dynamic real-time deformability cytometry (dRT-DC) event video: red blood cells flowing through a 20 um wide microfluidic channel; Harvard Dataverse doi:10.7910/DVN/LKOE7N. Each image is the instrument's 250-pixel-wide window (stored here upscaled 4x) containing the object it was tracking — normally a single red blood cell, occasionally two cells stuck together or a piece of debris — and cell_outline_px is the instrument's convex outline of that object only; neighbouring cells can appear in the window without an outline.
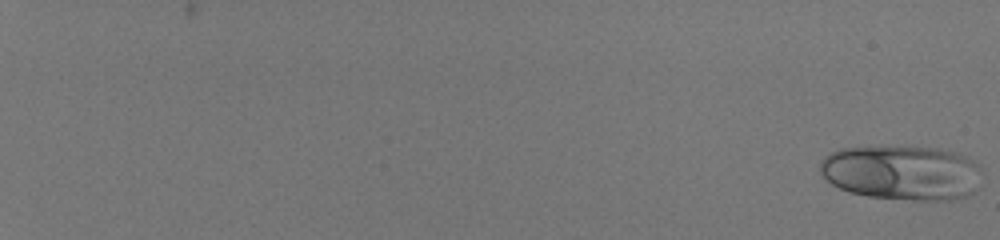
{"species": "human", "species_latin": "Homo sapiens", "temperature_condition": "room temperature", "stored_images_in_passage": 57, "camera_frame_rate_fps": 3000, "um_per_image_px": 0.085, "donor": {"sex": "male"}, "frame": {"image": 1, "passage_image": 1, "time_ms": 0.0, "image_size_px": [1000, 240], "cell_outline_px": [[984, 172], [972, 192], [968, 196], [952, 200], [912, 200], [868, 196], [848, 192], [832, 184], [820, 172], [820, 160], [824, 156], [840, 148], [904, 144], [940, 148], [960, 152], [980, 164]], "centroid_in_image_um": [76.71, 14.63], "position_along_channel_um": 8.3, "area_um2": 53.23}}
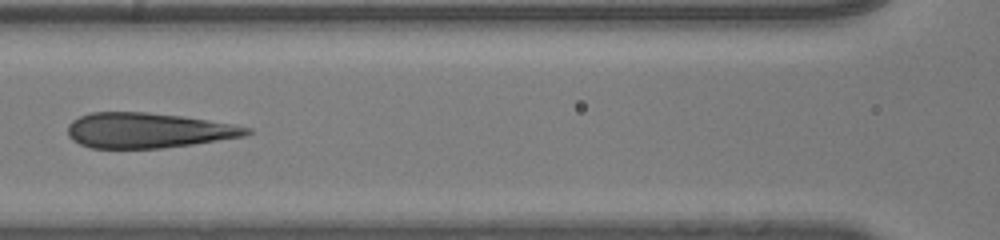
{"frame": {"image": 2, "passage_image": 33, "time_ms": 10.667, "image_size_px": [1000, 240], "cell_outline_px": [[252, 132], [244, 136], [192, 144], [164, 148], [92, 148], [80, 144], [72, 140], [68, 136], [68, 124], [72, 120], [80, 116], [92, 112], [148, 112], [184, 116], [232, 124], [252, 128]], "centroid_in_image_um": [12.56, 11.08], "position_along_channel_um": 154.0, "area_um2": 36.7}}
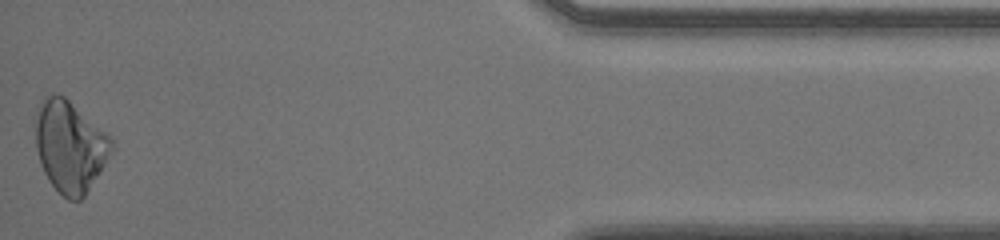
{"frame": {"image": 3, "passage_image": 57, "time_ms": 18.667, "image_size_px": [1000, 240], "cell_outline_px": [[112, 148], [100, 172], [84, 196], [80, 200], [68, 200], [48, 180], [40, 164], [36, 148], [36, 112], [44, 96], [56, 92], [64, 96], [112, 136]], "centroid_in_image_um": [5.93, 12.41], "position_along_channel_um": 429.3, "area_um2": 40.29}, "authors_computed_cell_mechanics": {"area_um2": 39.7086, "velocity_mm_per_s": 4.0823, "shape_relaxation_time_tau1_ms": null, "shape_relaxation_time_tau2_ms": 1.5086, "deformation_change_tau1": null, "deformation_change_tau2": 0.0664}}